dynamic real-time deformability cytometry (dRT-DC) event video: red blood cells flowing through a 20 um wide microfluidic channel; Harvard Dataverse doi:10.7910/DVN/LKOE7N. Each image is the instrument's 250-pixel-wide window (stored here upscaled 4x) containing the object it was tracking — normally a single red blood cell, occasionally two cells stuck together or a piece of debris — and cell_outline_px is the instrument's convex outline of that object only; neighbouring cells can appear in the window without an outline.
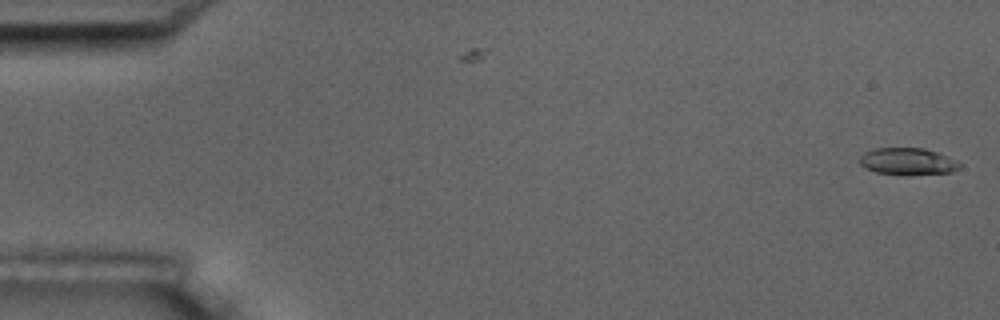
{"species": "common noctule bat (a hibernating species)", "species_latin": "Nyctalus noctula", "temperature_condition": "room temperature", "stored_images_in_passage": 15, "camera_frame_rate_fps": 3000, "um_per_image_px": 0.085, "animal": {"sex": "male", "body_mass_g": 17.5, "forearm_length_mm": 52.3}, "frame": {"image": 1, "passage_image": 1, "time_ms": 0.0, "image_size_px": [1000, 320], "cell_outline_px": [[964, 164], [960, 168], [952, 172], [908, 176], [876, 172], [864, 168], [860, 164], [860, 156], [864, 152], [876, 148], [924, 148], [936, 152], [956, 160]], "centroid_in_image_um": [77.18, 13.74], "position_along_channel_um": 7.8, "area_um2": 16.01}}
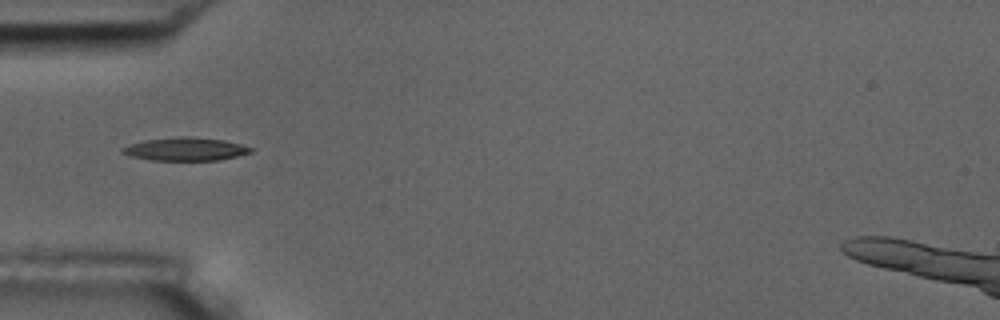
{"frame": {"image": 2, "passage_image": 5, "time_ms": 1.333, "image_size_px": [1000, 320], "cell_outline_px": [[256, 148], [252, 152], [220, 160], [152, 160], [132, 156], [120, 152], [120, 148], [144, 140], [180, 136], [192, 136], [224, 140]], "centroid_in_image_um": [15.8, 12.66], "position_along_channel_um": 69.2, "area_um2": 17.34}}
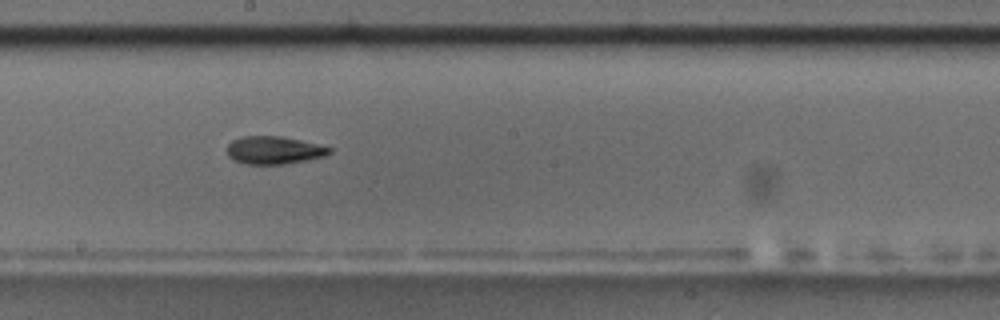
{"frame": {"image": 3, "passage_image": 9, "time_ms": 2.667, "image_size_px": [1000, 320], "cell_outline_px": [[332, 152], [324, 156], [308, 160], [284, 164], [244, 164], [232, 160], [228, 156], [228, 144], [232, 140], [240, 136], [280, 136], [316, 144], [332, 148]], "centroid_in_image_um": [23.25, 12.77], "position_along_channel_um": 224.9, "area_um2": 16.59}}